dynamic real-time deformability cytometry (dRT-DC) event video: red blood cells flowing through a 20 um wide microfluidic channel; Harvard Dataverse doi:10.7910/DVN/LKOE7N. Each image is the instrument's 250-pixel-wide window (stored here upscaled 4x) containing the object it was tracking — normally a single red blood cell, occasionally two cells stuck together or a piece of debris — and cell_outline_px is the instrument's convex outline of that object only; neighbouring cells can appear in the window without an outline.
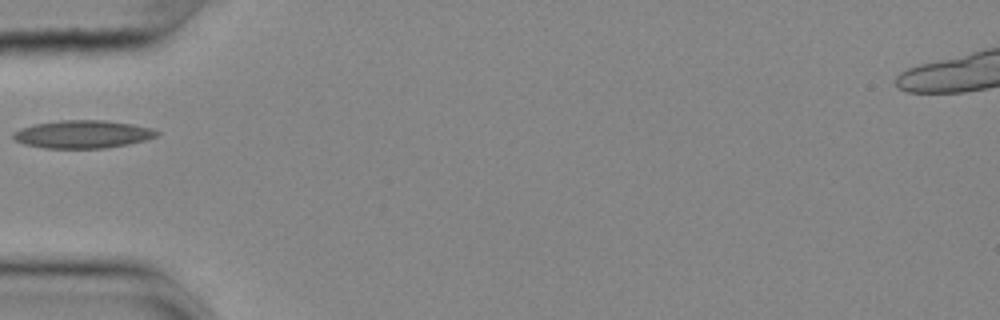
{"species": "common noctule bat (a hibernating species)", "species_latin": "Nyctalus noctula", "temperature_condition": "cold", "stored_images_in_passage": 33, "camera_frame_rate_fps": 3000, "um_per_image_px": 0.085, "animal": {"sex": "female", "body_mass_g": 25.1}, "frame": {"image": 1, "passage_image": 1, "time_ms": 0.0, "image_size_px": [1000, 320], "cell_outline_px": [[160, 132], [156, 136], [144, 140], [128, 144], [104, 148], [44, 148], [24, 144], [16, 140], [12, 136], [12, 132], [20, 128], [32, 124], [60, 120], [104, 120], [132, 124], [152, 128]], "centroid_in_image_um": [6.99, 11.4], "position_along_channel_um": 78.0, "area_um2": 23.35}}